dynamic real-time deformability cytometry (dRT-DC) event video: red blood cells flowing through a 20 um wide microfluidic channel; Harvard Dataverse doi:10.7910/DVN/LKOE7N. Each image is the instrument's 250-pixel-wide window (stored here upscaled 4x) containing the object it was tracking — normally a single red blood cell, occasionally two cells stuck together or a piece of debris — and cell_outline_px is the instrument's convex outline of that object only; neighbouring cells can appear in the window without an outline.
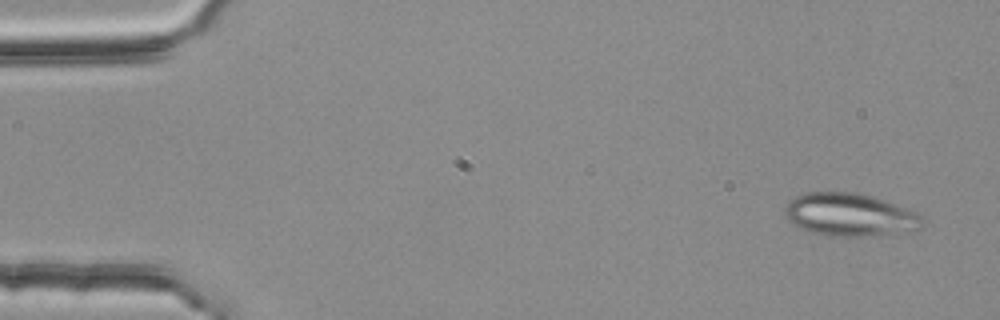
{"species": "common noctule bat (a hibernating species)", "species_latin": "Nyctalus noctula", "temperature_condition": "room temperature", "stored_images_in_passage": 4, "camera_frame_rate_fps": 3000, "um_per_image_px": 0.085, "animal": {"sex": "female", "body_mass_g": 25.1}, "frame": {"image": 1, "passage_image": 1, "time_ms": 0.0, "image_size_px": [1000, 320], "cell_outline_px": [[924, 224], [920, 228], [856, 236], [832, 236], [808, 232], [792, 224], [788, 220], [784, 212], [784, 208], [788, 200], [804, 192], [856, 192], [872, 196], [920, 212], [924, 220]], "centroid_in_image_um": [72.17, 18.22], "position_along_channel_um": 12.8, "area_um2": 34.22}}